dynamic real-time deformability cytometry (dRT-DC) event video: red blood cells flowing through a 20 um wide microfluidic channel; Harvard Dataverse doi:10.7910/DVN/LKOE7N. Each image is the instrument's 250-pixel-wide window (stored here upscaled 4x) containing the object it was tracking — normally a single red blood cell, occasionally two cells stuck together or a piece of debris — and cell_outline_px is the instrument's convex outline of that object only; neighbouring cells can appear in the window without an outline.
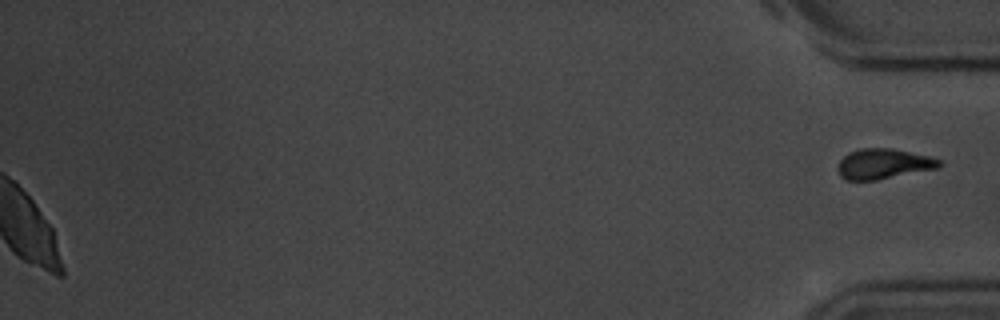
{"species": "common noctule bat (a hibernating species)", "species_latin": "Nyctalus noctula", "temperature_condition": "room temperature", "stored_images_in_passage": 56, "segment_of_instrument_passage": [2, 2], "camera_frame_rate_fps": 3000, "um_per_image_px": 0.085, "animal": {"sex": "male", "body_mass_g": 20.1, "forearm_length_mm": 53.5}, "frame": {"image": 1, "passage_image": 56, "time_ms": 18.333, "image_size_px": [1000, 320], "cell_outline_px": [[940, 168], [876, 180], [844, 180], [840, 176], [836, 168], [840, 160], [848, 152], [860, 148], [888, 148], [928, 156], [940, 160]], "centroid_in_image_um": [75.04, 13.94], "position_along_channel_um": 360.2, "area_um2": 17.86}}